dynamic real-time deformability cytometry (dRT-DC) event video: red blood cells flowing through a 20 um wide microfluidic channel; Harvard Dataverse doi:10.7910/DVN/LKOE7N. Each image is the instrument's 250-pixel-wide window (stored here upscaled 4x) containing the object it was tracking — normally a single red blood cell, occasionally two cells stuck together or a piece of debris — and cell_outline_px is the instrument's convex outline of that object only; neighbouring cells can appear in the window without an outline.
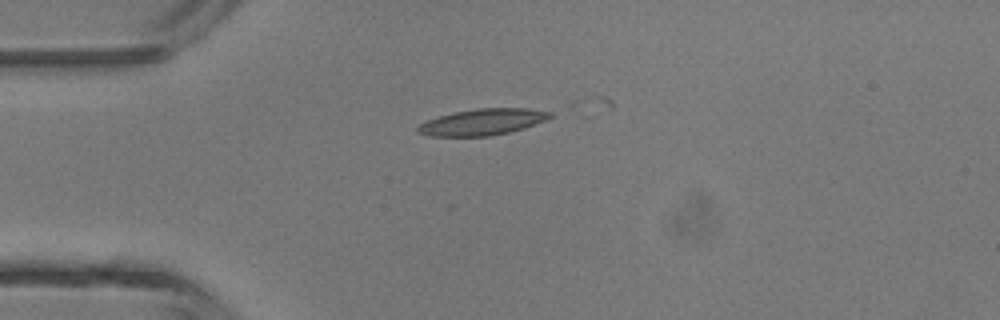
{"species": "common noctule bat (a hibernating species)", "species_latin": "Nyctalus noctula", "temperature_condition": "room temperature", "stored_images_in_passage": 5, "camera_frame_rate_fps": 3000, "um_per_image_px": 0.085, "animal": {"sex": "male", "body_mass_g": 13.3}, "frame": {"image": 1, "passage_image": 4, "time_ms": 3.667, "image_size_px": [1000, 320], "cell_outline_px": [[552, 116], [544, 120], [508, 132], [488, 136], [432, 136], [416, 132], [416, 128], [420, 124], [428, 120], [452, 112], [476, 108], [528, 108], [552, 112]], "centroid_in_image_um": [40.96, 10.36], "position_along_channel_um": 44.0, "area_um2": 19.94}}